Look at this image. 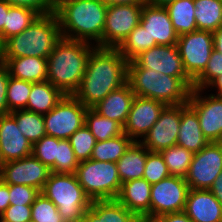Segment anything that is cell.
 Returning a JSON list of instances; mask_svg holds the SVG:
<instances>
[{"label": "cell", "mask_w": 222, "mask_h": 222, "mask_svg": "<svg viewBox=\"0 0 222 222\" xmlns=\"http://www.w3.org/2000/svg\"><path fill=\"white\" fill-rule=\"evenodd\" d=\"M128 63L117 48L95 47L88 57L80 86L73 95L87 108H92L127 83Z\"/></svg>", "instance_id": "cell-1"}, {"label": "cell", "mask_w": 222, "mask_h": 222, "mask_svg": "<svg viewBox=\"0 0 222 222\" xmlns=\"http://www.w3.org/2000/svg\"><path fill=\"white\" fill-rule=\"evenodd\" d=\"M108 6L102 0H60L54 5L61 36L102 48Z\"/></svg>", "instance_id": "cell-2"}, {"label": "cell", "mask_w": 222, "mask_h": 222, "mask_svg": "<svg viewBox=\"0 0 222 222\" xmlns=\"http://www.w3.org/2000/svg\"><path fill=\"white\" fill-rule=\"evenodd\" d=\"M95 47L88 42L62 37L47 58V81L64 94L73 95L80 86L88 57Z\"/></svg>", "instance_id": "cell-3"}, {"label": "cell", "mask_w": 222, "mask_h": 222, "mask_svg": "<svg viewBox=\"0 0 222 222\" xmlns=\"http://www.w3.org/2000/svg\"><path fill=\"white\" fill-rule=\"evenodd\" d=\"M127 82L135 96L154 99L165 105L187 103L193 89L190 77L168 76L146 68H128Z\"/></svg>", "instance_id": "cell-4"}, {"label": "cell", "mask_w": 222, "mask_h": 222, "mask_svg": "<svg viewBox=\"0 0 222 222\" xmlns=\"http://www.w3.org/2000/svg\"><path fill=\"white\" fill-rule=\"evenodd\" d=\"M62 38L55 12L39 15L22 33L4 41V58H48Z\"/></svg>", "instance_id": "cell-5"}, {"label": "cell", "mask_w": 222, "mask_h": 222, "mask_svg": "<svg viewBox=\"0 0 222 222\" xmlns=\"http://www.w3.org/2000/svg\"><path fill=\"white\" fill-rule=\"evenodd\" d=\"M41 193L55 204L64 222H80L92 202L76 174L51 172Z\"/></svg>", "instance_id": "cell-6"}, {"label": "cell", "mask_w": 222, "mask_h": 222, "mask_svg": "<svg viewBox=\"0 0 222 222\" xmlns=\"http://www.w3.org/2000/svg\"><path fill=\"white\" fill-rule=\"evenodd\" d=\"M75 174L91 201L117 199L122 184L116 163L93 159L80 161Z\"/></svg>", "instance_id": "cell-7"}, {"label": "cell", "mask_w": 222, "mask_h": 222, "mask_svg": "<svg viewBox=\"0 0 222 222\" xmlns=\"http://www.w3.org/2000/svg\"><path fill=\"white\" fill-rule=\"evenodd\" d=\"M86 110L74 95L65 94L50 112L43 115L46 135L69 139L85 125Z\"/></svg>", "instance_id": "cell-8"}, {"label": "cell", "mask_w": 222, "mask_h": 222, "mask_svg": "<svg viewBox=\"0 0 222 222\" xmlns=\"http://www.w3.org/2000/svg\"><path fill=\"white\" fill-rule=\"evenodd\" d=\"M177 47L187 75L194 81L206 68L214 50L213 33L203 30L178 36Z\"/></svg>", "instance_id": "cell-9"}, {"label": "cell", "mask_w": 222, "mask_h": 222, "mask_svg": "<svg viewBox=\"0 0 222 222\" xmlns=\"http://www.w3.org/2000/svg\"><path fill=\"white\" fill-rule=\"evenodd\" d=\"M222 171V142H209L199 152L193 153L186 174L189 189L209 190Z\"/></svg>", "instance_id": "cell-10"}, {"label": "cell", "mask_w": 222, "mask_h": 222, "mask_svg": "<svg viewBox=\"0 0 222 222\" xmlns=\"http://www.w3.org/2000/svg\"><path fill=\"white\" fill-rule=\"evenodd\" d=\"M143 4L108 6L102 35V48H118L140 24Z\"/></svg>", "instance_id": "cell-11"}, {"label": "cell", "mask_w": 222, "mask_h": 222, "mask_svg": "<svg viewBox=\"0 0 222 222\" xmlns=\"http://www.w3.org/2000/svg\"><path fill=\"white\" fill-rule=\"evenodd\" d=\"M188 183L185 178L172 176L152 184L150 198V218L185 209Z\"/></svg>", "instance_id": "cell-12"}, {"label": "cell", "mask_w": 222, "mask_h": 222, "mask_svg": "<svg viewBox=\"0 0 222 222\" xmlns=\"http://www.w3.org/2000/svg\"><path fill=\"white\" fill-rule=\"evenodd\" d=\"M192 89L187 104L196 112L202 133L209 142H222V96ZM203 94H206L203 96Z\"/></svg>", "instance_id": "cell-13"}, {"label": "cell", "mask_w": 222, "mask_h": 222, "mask_svg": "<svg viewBox=\"0 0 222 222\" xmlns=\"http://www.w3.org/2000/svg\"><path fill=\"white\" fill-rule=\"evenodd\" d=\"M51 170L32 154L3 163L0 179L8 185H27L42 191Z\"/></svg>", "instance_id": "cell-14"}, {"label": "cell", "mask_w": 222, "mask_h": 222, "mask_svg": "<svg viewBox=\"0 0 222 222\" xmlns=\"http://www.w3.org/2000/svg\"><path fill=\"white\" fill-rule=\"evenodd\" d=\"M181 122V104L166 105L157 122L152 126L140 143L152 152H160L177 145Z\"/></svg>", "instance_id": "cell-15"}, {"label": "cell", "mask_w": 222, "mask_h": 222, "mask_svg": "<svg viewBox=\"0 0 222 222\" xmlns=\"http://www.w3.org/2000/svg\"><path fill=\"white\" fill-rule=\"evenodd\" d=\"M128 68H146L173 77H189L184 70L177 45H156L140 53Z\"/></svg>", "instance_id": "cell-16"}, {"label": "cell", "mask_w": 222, "mask_h": 222, "mask_svg": "<svg viewBox=\"0 0 222 222\" xmlns=\"http://www.w3.org/2000/svg\"><path fill=\"white\" fill-rule=\"evenodd\" d=\"M165 106L163 102L135 96L123 125V133L133 141L140 142L157 122Z\"/></svg>", "instance_id": "cell-17"}, {"label": "cell", "mask_w": 222, "mask_h": 222, "mask_svg": "<svg viewBox=\"0 0 222 222\" xmlns=\"http://www.w3.org/2000/svg\"><path fill=\"white\" fill-rule=\"evenodd\" d=\"M140 25L150 36V48L156 45H177L178 35L165 7L144 3Z\"/></svg>", "instance_id": "cell-18"}, {"label": "cell", "mask_w": 222, "mask_h": 222, "mask_svg": "<svg viewBox=\"0 0 222 222\" xmlns=\"http://www.w3.org/2000/svg\"><path fill=\"white\" fill-rule=\"evenodd\" d=\"M32 146L20 132L15 118L10 113L0 116V155L3 163L30 156Z\"/></svg>", "instance_id": "cell-19"}, {"label": "cell", "mask_w": 222, "mask_h": 222, "mask_svg": "<svg viewBox=\"0 0 222 222\" xmlns=\"http://www.w3.org/2000/svg\"><path fill=\"white\" fill-rule=\"evenodd\" d=\"M184 212L193 222H222V204L210 190L189 189Z\"/></svg>", "instance_id": "cell-20"}, {"label": "cell", "mask_w": 222, "mask_h": 222, "mask_svg": "<svg viewBox=\"0 0 222 222\" xmlns=\"http://www.w3.org/2000/svg\"><path fill=\"white\" fill-rule=\"evenodd\" d=\"M135 94L129 83L110 92L103 100L92 107L99 115L118 122L122 127L129 115Z\"/></svg>", "instance_id": "cell-21"}, {"label": "cell", "mask_w": 222, "mask_h": 222, "mask_svg": "<svg viewBox=\"0 0 222 222\" xmlns=\"http://www.w3.org/2000/svg\"><path fill=\"white\" fill-rule=\"evenodd\" d=\"M151 187L144 178L126 181L121 186L117 200L138 218H150Z\"/></svg>", "instance_id": "cell-22"}, {"label": "cell", "mask_w": 222, "mask_h": 222, "mask_svg": "<svg viewBox=\"0 0 222 222\" xmlns=\"http://www.w3.org/2000/svg\"><path fill=\"white\" fill-rule=\"evenodd\" d=\"M138 217L117 199L94 200L80 222H137Z\"/></svg>", "instance_id": "cell-23"}, {"label": "cell", "mask_w": 222, "mask_h": 222, "mask_svg": "<svg viewBox=\"0 0 222 222\" xmlns=\"http://www.w3.org/2000/svg\"><path fill=\"white\" fill-rule=\"evenodd\" d=\"M209 141L202 133L196 112L187 104H181V122L177 145L191 151L199 152Z\"/></svg>", "instance_id": "cell-24"}, {"label": "cell", "mask_w": 222, "mask_h": 222, "mask_svg": "<svg viewBox=\"0 0 222 222\" xmlns=\"http://www.w3.org/2000/svg\"><path fill=\"white\" fill-rule=\"evenodd\" d=\"M11 77L32 83L48 79L47 59L40 57L4 58Z\"/></svg>", "instance_id": "cell-25"}, {"label": "cell", "mask_w": 222, "mask_h": 222, "mask_svg": "<svg viewBox=\"0 0 222 222\" xmlns=\"http://www.w3.org/2000/svg\"><path fill=\"white\" fill-rule=\"evenodd\" d=\"M148 150L134 141L123 156L116 162L121 184L143 178Z\"/></svg>", "instance_id": "cell-26"}, {"label": "cell", "mask_w": 222, "mask_h": 222, "mask_svg": "<svg viewBox=\"0 0 222 222\" xmlns=\"http://www.w3.org/2000/svg\"><path fill=\"white\" fill-rule=\"evenodd\" d=\"M64 93L49 81L32 83L27 106L24 110L38 114H47L64 97Z\"/></svg>", "instance_id": "cell-27"}, {"label": "cell", "mask_w": 222, "mask_h": 222, "mask_svg": "<svg viewBox=\"0 0 222 222\" xmlns=\"http://www.w3.org/2000/svg\"><path fill=\"white\" fill-rule=\"evenodd\" d=\"M165 8L178 36L197 30L194 0H176Z\"/></svg>", "instance_id": "cell-28"}, {"label": "cell", "mask_w": 222, "mask_h": 222, "mask_svg": "<svg viewBox=\"0 0 222 222\" xmlns=\"http://www.w3.org/2000/svg\"><path fill=\"white\" fill-rule=\"evenodd\" d=\"M197 30L215 32L222 26V0H194Z\"/></svg>", "instance_id": "cell-29"}, {"label": "cell", "mask_w": 222, "mask_h": 222, "mask_svg": "<svg viewBox=\"0 0 222 222\" xmlns=\"http://www.w3.org/2000/svg\"><path fill=\"white\" fill-rule=\"evenodd\" d=\"M133 142L124 133L105 141H96L90 159L116 163Z\"/></svg>", "instance_id": "cell-30"}, {"label": "cell", "mask_w": 222, "mask_h": 222, "mask_svg": "<svg viewBox=\"0 0 222 222\" xmlns=\"http://www.w3.org/2000/svg\"><path fill=\"white\" fill-rule=\"evenodd\" d=\"M15 118L20 132L33 145L46 135L45 123L42 114L27 110H15L10 112Z\"/></svg>", "instance_id": "cell-31"}, {"label": "cell", "mask_w": 222, "mask_h": 222, "mask_svg": "<svg viewBox=\"0 0 222 222\" xmlns=\"http://www.w3.org/2000/svg\"><path fill=\"white\" fill-rule=\"evenodd\" d=\"M85 126L96 141H105L123 133V127L118 122L99 115L92 108L86 110Z\"/></svg>", "instance_id": "cell-32"}, {"label": "cell", "mask_w": 222, "mask_h": 222, "mask_svg": "<svg viewBox=\"0 0 222 222\" xmlns=\"http://www.w3.org/2000/svg\"><path fill=\"white\" fill-rule=\"evenodd\" d=\"M40 14L24 6H10L4 24V41L22 33Z\"/></svg>", "instance_id": "cell-33"}, {"label": "cell", "mask_w": 222, "mask_h": 222, "mask_svg": "<svg viewBox=\"0 0 222 222\" xmlns=\"http://www.w3.org/2000/svg\"><path fill=\"white\" fill-rule=\"evenodd\" d=\"M167 165L168 172L172 176L185 178L188 172L193 153L179 145H174L160 151Z\"/></svg>", "instance_id": "cell-34"}, {"label": "cell", "mask_w": 222, "mask_h": 222, "mask_svg": "<svg viewBox=\"0 0 222 222\" xmlns=\"http://www.w3.org/2000/svg\"><path fill=\"white\" fill-rule=\"evenodd\" d=\"M150 48V36L146 29L140 24L137 25L117 48L124 58L129 62L137 57L140 53Z\"/></svg>", "instance_id": "cell-35"}, {"label": "cell", "mask_w": 222, "mask_h": 222, "mask_svg": "<svg viewBox=\"0 0 222 222\" xmlns=\"http://www.w3.org/2000/svg\"><path fill=\"white\" fill-rule=\"evenodd\" d=\"M31 89L32 82L9 77L6 95L9 113L26 108Z\"/></svg>", "instance_id": "cell-36"}, {"label": "cell", "mask_w": 222, "mask_h": 222, "mask_svg": "<svg viewBox=\"0 0 222 222\" xmlns=\"http://www.w3.org/2000/svg\"><path fill=\"white\" fill-rule=\"evenodd\" d=\"M79 163L69 139L58 138L57 160H55V163L50 167L51 172L75 174Z\"/></svg>", "instance_id": "cell-37"}, {"label": "cell", "mask_w": 222, "mask_h": 222, "mask_svg": "<svg viewBox=\"0 0 222 222\" xmlns=\"http://www.w3.org/2000/svg\"><path fill=\"white\" fill-rule=\"evenodd\" d=\"M31 221L64 222L55 204L41 192L31 205Z\"/></svg>", "instance_id": "cell-38"}, {"label": "cell", "mask_w": 222, "mask_h": 222, "mask_svg": "<svg viewBox=\"0 0 222 222\" xmlns=\"http://www.w3.org/2000/svg\"><path fill=\"white\" fill-rule=\"evenodd\" d=\"M71 147L78 161L89 160L95 147V137L84 125L69 138Z\"/></svg>", "instance_id": "cell-39"}, {"label": "cell", "mask_w": 222, "mask_h": 222, "mask_svg": "<svg viewBox=\"0 0 222 222\" xmlns=\"http://www.w3.org/2000/svg\"><path fill=\"white\" fill-rule=\"evenodd\" d=\"M169 176L170 173L160 152L149 151L146 158L143 178L152 185Z\"/></svg>", "instance_id": "cell-40"}, {"label": "cell", "mask_w": 222, "mask_h": 222, "mask_svg": "<svg viewBox=\"0 0 222 222\" xmlns=\"http://www.w3.org/2000/svg\"><path fill=\"white\" fill-rule=\"evenodd\" d=\"M222 74V54L215 49L212 51L204 71L193 81L194 89H204Z\"/></svg>", "instance_id": "cell-41"}, {"label": "cell", "mask_w": 222, "mask_h": 222, "mask_svg": "<svg viewBox=\"0 0 222 222\" xmlns=\"http://www.w3.org/2000/svg\"><path fill=\"white\" fill-rule=\"evenodd\" d=\"M58 138L45 135L32 146V155L49 168L57 160Z\"/></svg>", "instance_id": "cell-42"}, {"label": "cell", "mask_w": 222, "mask_h": 222, "mask_svg": "<svg viewBox=\"0 0 222 222\" xmlns=\"http://www.w3.org/2000/svg\"><path fill=\"white\" fill-rule=\"evenodd\" d=\"M40 190L27 185H9L11 205H32Z\"/></svg>", "instance_id": "cell-43"}, {"label": "cell", "mask_w": 222, "mask_h": 222, "mask_svg": "<svg viewBox=\"0 0 222 222\" xmlns=\"http://www.w3.org/2000/svg\"><path fill=\"white\" fill-rule=\"evenodd\" d=\"M11 6L29 7L40 15L50 14L54 12V4L52 0H5Z\"/></svg>", "instance_id": "cell-44"}, {"label": "cell", "mask_w": 222, "mask_h": 222, "mask_svg": "<svg viewBox=\"0 0 222 222\" xmlns=\"http://www.w3.org/2000/svg\"><path fill=\"white\" fill-rule=\"evenodd\" d=\"M1 216L11 222H29L31 221V205L10 204Z\"/></svg>", "instance_id": "cell-45"}, {"label": "cell", "mask_w": 222, "mask_h": 222, "mask_svg": "<svg viewBox=\"0 0 222 222\" xmlns=\"http://www.w3.org/2000/svg\"><path fill=\"white\" fill-rule=\"evenodd\" d=\"M9 77L7 65L5 63L0 64V116L9 114L6 96Z\"/></svg>", "instance_id": "cell-46"}, {"label": "cell", "mask_w": 222, "mask_h": 222, "mask_svg": "<svg viewBox=\"0 0 222 222\" xmlns=\"http://www.w3.org/2000/svg\"><path fill=\"white\" fill-rule=\"evenodd\" d=\"M159 222H193L184 211L166 213L156 218Z\"/></svg>", "instance_id": "cell-47"}, {"label": "cell", "mask_w": 222, "mask_h": 222, "mask_svg": "<svg viewBox=\"0 0 222 222\" xmlns=\"http://www.w3.org/2000/svg\"><path fill=\"white\" fill-rule=\"evenodd\" d=\"M9 185L0 179V216L10 205Z\"/></svg>", "instance_id": "cell-48"}, {"label": "cell", "mask_w": 222, "mask_h": 222, "mask_svg": "<svg viewBox=\"0 0 222 222\" xmlns=\"http://www.w3.org/2000/svg\"><path fill=\"white\" fill-rule=\"evenodd\" d=\"M9 5L5 0H0V36L4 42V24H6V13L9 10Z\"/></svg>", "instance_id": "cell-49"}, {"label": "cell", "mask_w": 222, "mask_h": 222, "mask_svg": "<svg viewBox=\"0 0 222 222\" xmlns=\"http://www.w3.org/2000/svg\"><path fill=\"white\" fill-rule=\"evenodd\" d=\"M216 199L222 204V171L220 175L214 180L209 189Z\"/></svg>", "instance_id": "cell-50"}, {"label": "cell", "mask_w": 222, "mask_h": 222, "mask_svg": "<svg viewBox=\"0 0 222 222\" xmlns=\"http://www.w3.org/2000/svg\"><path fill=\"white\" fill-rule=\"evenodd\" d=\"M107 6L144 4L145 0H102Z\"/></svg>", "instance_id": "cell-51"}, {"label": "cell", "mask_w": 222, "mask_h": 222, "mask_svg": "<svg viewBox=\"0 0 222 222\" xmlns=\"http://www.w3.org/2000/svg\"><path fill=\"white\" fill-rule=\"evenodd\" d=\"M214 49L222 54V26L213 32Z\"/></svg>", "instance_id": "cell-52"}, {"label": "cell", "mask_w": 222, "mask_h": 222, "mask_svg": "<svg viewBox=\"0 0 222 222\" xmlns=\"http://www.w3.org/2000/svg\"><path fill=\"white\" fill-rule=\"evenodd\" d=\"M211 89V90H217L216 92H215V94L212 92V93H210V94H213V95H216V96H222V74L219 76V77H217L208 87H207V89L206 90H208V89Z\"/></svg>", "instance_id": "cell-53"}, {"label": "cell", "mask_w": 222, "mask_h": 222, "mask_svg": "<svg viewBox=\"0 0 222 222\" xmlns=\"http://www.w3.org/2000/svg\"><path fill=\"white\" fill-rule=\"evenodd\" d=\"M176 0H145V3L153 5V6H163L165 7L167 4L174 2Z\"/></svg>", "instance_id": "cell-54"}, {"label": "cell", "mask_w": 222, "mask_h": 222, "mask_svg": "<svg viewBox=\"0 0 222 222\" xmlns=\"http://www.w3.org/2000/svg\"><path fill=\"white\" fill-rule=\"evenodd\" d=\"M4 42L2 41L1 39V36H0V64L4 63Z\"/></svg>", "instance_id": "cell-55"}, {"label": "cell", "mask_w": 222, "mask_h": 222, "mask_svg": "<svg viewBox=\"0 0 222 222\" xmlns=\"http://www.w3.org/2000/svg\"><path fill=\"white\" fill-rule=\"evenodd\" d=\"M140 222H159L156 218L140 217Z\"/></svg>", "instance_id": "cell-56"}, {"label": "cell", "mask_w": 222, "mask_h": 222, "mask_svg": "<svg viewBox=\"0 0 222 222\" xmlns=\"http://www.w3.org/2000/svg\"><path fill=\"white\" fill-rule=\"evenodd\" d=\"M2 166H3V160H2L1 155H0V175H1Z\"/></svg>", "instance_id": "cell-57"}, {"label": "cell", "mask_w": 222, "mask_h": 222, "mask_svg": "<svg viewBox=\"0 0 222 222\" xmlns=\"http://www.w3.org/2000/svg\"><path fill=\"white\" fill-rule=\"evenodd\" d=\"M0 222H11V221H8V220L4 219L2 216H0Z\"/></svg>", "instance_id": "cell-58"}, {"label": "cell", "mask_w": 222, "mask_h": 222, "mask_svg": "<svg viewBox=\"0 0 222 222\" xmlns=\"http://www.w3.org/2000/svg\"><path fill=\"white\" fill-rule=\"evenodd\" d=\"M60 0H52L53 4L55 5Z\"/></svg>", "instance_id": "cell-59"}]
</instances>
